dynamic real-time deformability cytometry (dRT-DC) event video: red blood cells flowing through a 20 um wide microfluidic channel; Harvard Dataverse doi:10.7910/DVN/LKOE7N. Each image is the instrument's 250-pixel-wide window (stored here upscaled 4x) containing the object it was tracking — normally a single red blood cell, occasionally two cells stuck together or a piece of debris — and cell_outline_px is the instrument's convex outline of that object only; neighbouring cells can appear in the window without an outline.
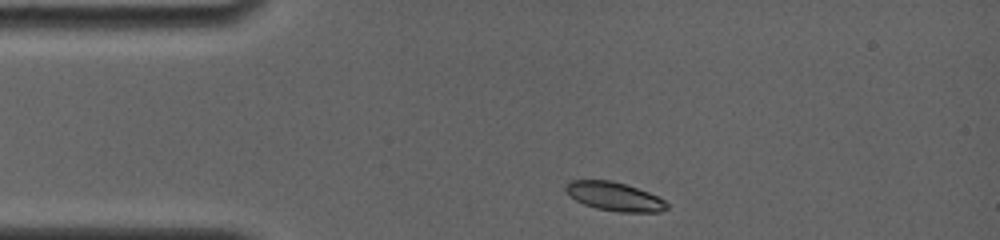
{"species": "common noctule bat (a hibernating species)", "species_latin": "Nyctalus noctula", "temperature_condition": "room temperature", "stored_images_in_passage": 6, "camera_frame_rate_fps": 4000, "um_per_image_px": 0.085, "animal": {"sex": "female", "body_mass_g": 19.0, "forearm_length_mm": 56.7}, "frame": {"image": 1, "passage_image": 1, "time_ms": 0.0, "image_size_px": [1000, 240], "cell_outline_px": [[668, 208], [660, 212], [620, 212], [596, 208], [584, 204], [576, 200], [564, 188], [572, 180], [612, 180], [648, 192], [664, 200], [668, 204]], "centroid_in_image_um": [52.25, 16.71], "position_along_channel_um": 32.7, "area_um2": 16.65}}
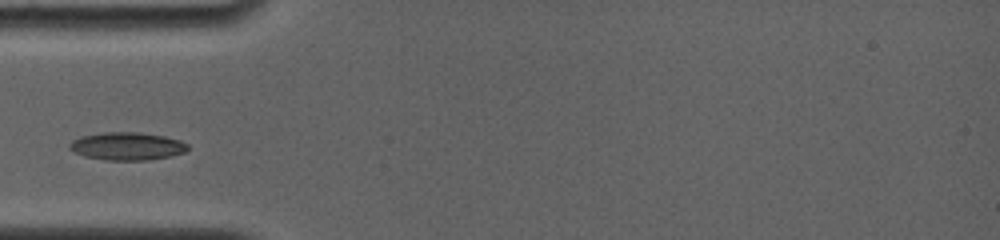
{"frame": {"image": 2, "passage_image": 3, "time_ms": 2.0, "image_size_px": [1000, 240], "cell_outline_px": [[188, 148], [184, 152], [172, 156], [148, 160], [108, 160], [84, 156], [68, 148], [68, 144], [72, 140], [80, 136], [104, 132], [140, 132], [164, 136], [180, 140], [188, 144]], "centroid_in_image_um": [10.8, 12.42], "position_along_channel_um": 74.2, "area_um2": 19.25}}
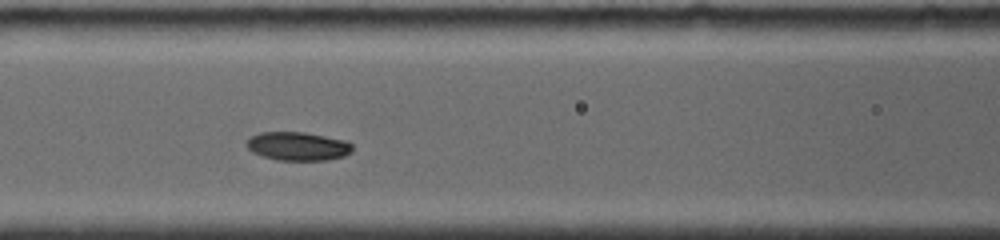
{"frame": {"image": 3, "passage_image": 5, "time_ms": 3.75, "image_size_px": [1000, 240], "cell_outline_px": [[352, 152], [344, 156], [328, 160], [276, 160], [252, 152], [244, 144], [252, 136], [260, 132], [304, 132], [348, 140], [352, 144]], "centroid_in_image_um": [25.34, 12.42], "position_along_channel_um": 141.3, "area_um2": 17.74}}